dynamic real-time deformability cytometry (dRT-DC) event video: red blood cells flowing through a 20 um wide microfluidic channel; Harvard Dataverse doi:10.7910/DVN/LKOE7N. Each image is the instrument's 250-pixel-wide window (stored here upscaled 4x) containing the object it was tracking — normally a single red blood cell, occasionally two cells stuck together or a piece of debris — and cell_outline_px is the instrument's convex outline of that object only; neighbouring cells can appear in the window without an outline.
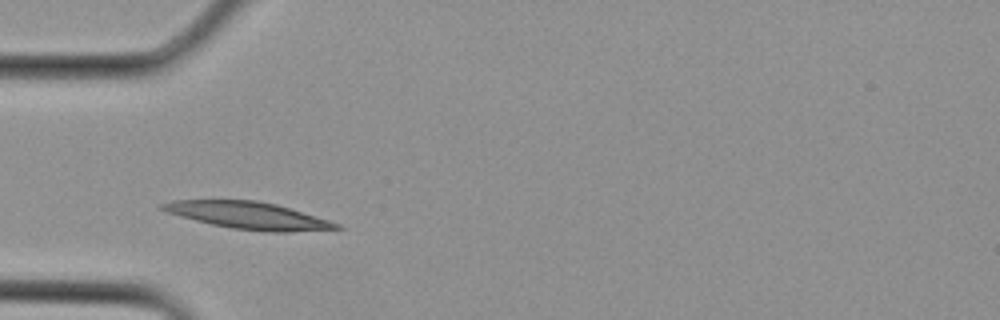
{"species": "Egyptian fruit bat (a non-hibernating species)", "species_latin": "Rousettus aegyptiacus", "temperature_condition": "cold", "stored_images_in_passage": 1, "camera_frame_rate_fps": 3000, "um_per_image_px": 0.085, "animal": {"sex": "female"}, "frame": {"image": 1, "passage_image": 1, "time_ms": 0.0, "image_size_px": [1000, 320], "cell_outline_px": [[344, 228], [288, 232], [268, 232], [232, 228], [212, 224], [180, 216], [168, 212], [160, 208], [160, 204], [172, 200], [256, 200], [276, 204], [328, 220], [340, 224]], "centroid_in_image_um": [21.11, 18.31], "position_along_channel_um": 63.9, "area_um2": 27.11}}